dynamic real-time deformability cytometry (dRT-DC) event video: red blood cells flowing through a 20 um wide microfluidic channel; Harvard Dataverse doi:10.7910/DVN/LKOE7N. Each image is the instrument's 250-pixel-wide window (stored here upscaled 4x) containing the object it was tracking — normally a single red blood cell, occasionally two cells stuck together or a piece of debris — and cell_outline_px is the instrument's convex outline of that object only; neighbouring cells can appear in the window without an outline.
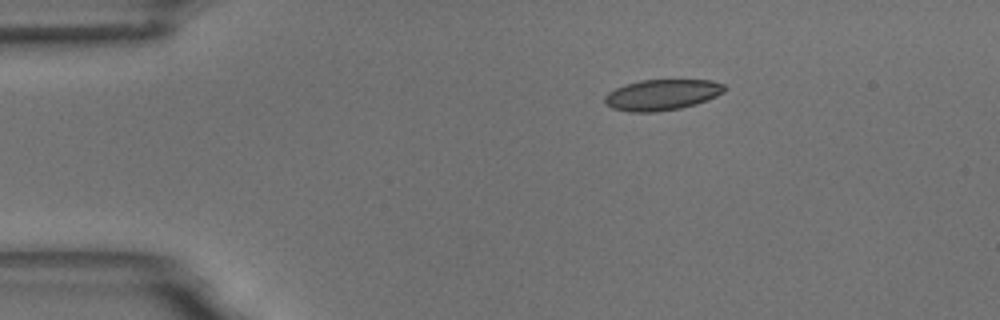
{"species": "common noctule bat (a hibernating species)", "species_latin": "Nyctalus noctula", "temperature_condition": "room temperature", "stored_images_in_passage": 46, "camera_frame_rate_fps": 3000, "um_per_image_px": 0.085, "animal": {"sex": "male", "body_mass_g": 18.8}, "frame": {"image": 1, "passage_image": 1, "time_ms": 0.0, "image_size_px": [1000, 320], "cell_outline_px": [[728, 88], [724, 92], [716, 96], [696, 104], [680, 108], [656, 112], [628, 112], [612, 108], [604, 104], [604, 96], [608, 92], [624, 84], [640, 80], [712, 80], [724, 84]], "centroid_in_image_um": [56.25, 8.06], "position_along_channel_um": 28.7, "area_um2": 21.73}}
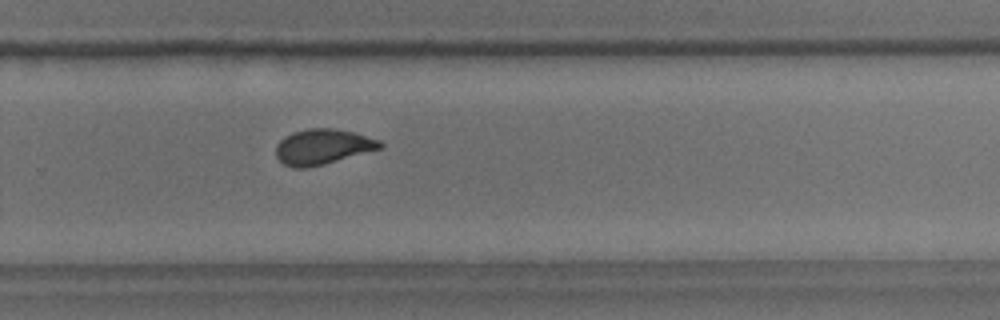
{"frame": {"image": 2, "passage_image": 28, "time_ms": 9.0, "image_size_px": [1000, 320], "cell_outline_px": [[384, 144], [380, 148], [324, 164], [308, 168], [292, 168], [284, 164], [276, 156], [276, 144], [284, 136], [292, 132], [308, 128], [332, 128], [352, 132], [380, 140]], "centroid_in_image_um": [27.38, 12.47], "position_along_channel_um": 302.4, "area_um2": 21.33}}
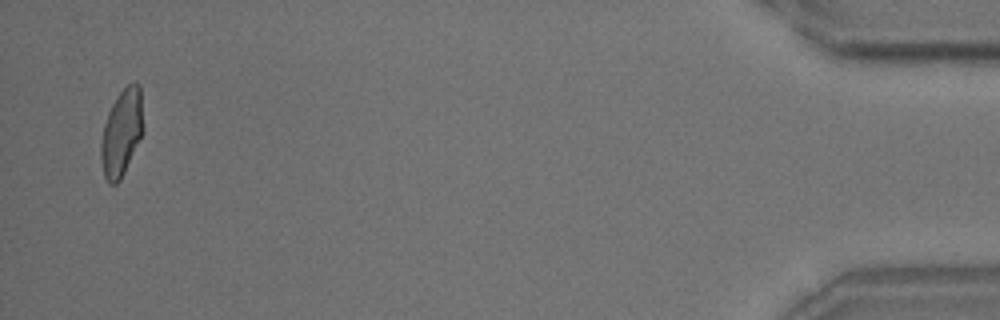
{"frame": {"image": 3, "passage_image": 45, "time_ms": 14.667, "image_size_px": [1000, 320], "cell_outline_px": [[144, 132], [120, 180], [116, 184], [108, 184], [104, 176], [100, 160], [100, 144], [104, 124], [108, 112], [112, 104], [120, 92], [128, 84], [136, 80], [140, 84], [144, 128]], "centroid_in_image_um": [10.35, 11.26], "position_along_channel_um": 424.9, "area_um2": 21.68}, "authors_computed_cell_mechanics": {"area_um2": 21.5594, "velocity_mm_per_s": 3.6548, "shape_relaxation_time_tau1_ms": 7.4313, "shape_relaxation_time_tau2_ms": 1.0329, "deformation_change_tau1": 0.1824, "deformation_change_tau2": 0.0572}}